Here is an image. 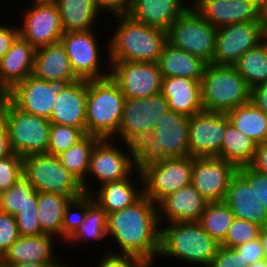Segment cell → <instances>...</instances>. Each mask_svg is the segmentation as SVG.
Instances as JSON below:
<instances>
[{
	"instance_id": "cell-1",
	"label": "cell",
	"mask_w": 267,
	"mask_h": 267,
	"mask_svg": "<svg viewBox=\"0 0 267 267\" xmlns=\"http://www.w3.org/2000/svg\"><path fill=\"white\" fill-rule=\"evenodd\" d=\"M160 235L158 205L144 194L132 205L107 214V237H113L120 249H111L110 253L133 255L155 263L160 252Z\"/></svg>"
},
{
	"instance_id": "cell-2",
	"label": "cell",
	"mask_w": 267,
	"mask_h": 267,
	"mask_svg": "<svg viewBox=\"0 0 267 267\" xmlns=\"http://www.w3.org/2000/svg\"><path fill=\"white\" fill-rule=\"evenodd\" d=\"M115 32L106 44L108 59L113 61L158 62L163 46L167 43L165 30L133 20L127 14L114 15Z\"/></svg>"
},
{
	"instance_id": "cell-3",
	"label": "cell",
	"mask_w": 267,
	"mask_h": 267,
	"mask_svg": "<svg viewBox=\"0 0 267 267\" xmlns=\"http://www.w3.org/2000/svg\"><path fill=\"white\" fill-rule=\"evenodd\" d=\"M188 125V116L172 110L159 117L152 134L134 145L136 170L163 159L190 155Z\"/></svg>"
},
{
	"instance_id": "cell-4",
	"label": "cell",
	"mask_w": 267,
	"mask_h": 267,
	"mask_svg": "<svg viewBox=\"0 0 267 267\" xmlns=\"http://www.w3.org/2000/svg\"><path fill=\"white\" fill-rule=\"evenodd\" d=\"M165 223L161 227L159 257L209 267L220 247L199 222Z\"/></svg>"
},
{
	"instance_id": "cell-5",
	"label": "cell",
	"mask_w": 267,
	"mask_h": 267,
	"mask_svg": "<svg viewBox=\"0 0 267 267\" xmlns=\"http://www.w3.org/2000/svg\"><path fill=\"white\" fill-rule=\"evenodd\" d=\"M125 96L109 76L87 80L86 134L113 139L120 127Z\"/></svg>"
},
{
	"instance_id": "cell-6",
	"label": "cell",
	"mask_w": 267,
	"mask_h": 267,
	"mask_svg": "<svg viewBox=\"0 0 267 267\" xmlns=\"http://www.w3.org/2000/svg\"><path fill=\"white\" fill-rule=\"evenodd\" d=\"M201 92L204 111L227 113L251 101V88L234 66L207 64Z\"/></svg>"
},
{
	"instance_id": "cell-7",
	"label": "cell",
	"mask_w": 267,
	"mask_h": 267,
	"mask_svg": "<svg viewBox=\"0 0 267 267\" xmlns=\"http://www.w3.org/2000/svg\"><path fill=\"white\" fill-rule=\"evenodd\" d=\"M23 175L35 191L52 192L68 202L84 194L81 182L55 155L45 153L23 157Z\"/></svg>"
},
{
	"instance_id": "cell-8",
	"label": "cell",
	"mask_w": 267,
	"mask_h": 267,
	"mask_svg": "<svg viewBox=\"0 0 267 267\" xmlns=\"http://www.w3.org/2000/svg\"><path fill=\"white\" fill-rule=\"evenodd\" d=\"M12 152L22 157L47 153L51 122L19 109L7 98L2 111Z\"/></svg>"
},
{
	"instance_id": "cell-9",
	"label": "cell",
	"mask_w": 267,
	"mask_h": 267,
	"mask_svg": "<svg viewBox=\"0 0 267 267\" xmlns=\"http://www.w3.org/2000/svg\"><path fill=\"white\" fill-rule=\"evenodd\" d=\"M127 147L117 145L113 139H100L94 146L90 155L89 168L86 179L81 183L85 194H92L89 180L94 179L99 186L133 176L136 172L134 146L121 143ZM119 146V147H117ZM124 149V150H123ZM128 153V154H127ZM134 170V171H133ZM90 176V179H88Z\"/></svg>"
},
{
	"instance_id": "cell-10",
	"label": "cell",
	"mask_w": 267,
	"mask_h": 267,
	"mask_svg": "<svg viewBox=\"0 0 267 267\" xmlns=\"http://www.w3.org/2000/svg\"><path fill=\"white\" fill-rule=\"evenodd\" d=\"M216 34L217 29L190 5L170 26L167 42L211 64Z\"/></svg>"
},
{
	"instance_id": "cell-11",
	"label": "cell",
	"mask_w": 267,
	"mask_h": 267,
	"mask_svg": "<svg viewBox=\"0 0 267 267\" xmlns=\"http://www.w3.org/2000/svg\"><path fill=\"white\" fill-rule=\"evenodd\" d=\"M193 157H174L154 162L140 170L143 194L158 205L168 195L191 183Z\"/></svg>"
},
{
	"instance_id": "cell-12",
	"label": "cell",
	"mask_w": 267,
	"mask_h": 267,
	"mask_svg": "<svg viewBox=\"0 0 267 267\" xmlns=\"http://www.w3.org/2000/svg\"><path fill=\"white\" fill-rule=\"evenodd\" d=\"M167 111L168 102L161 93L146 98H125L121 124L113 140L134 146L152 134L158 118Z\"/></svg>"
},
{
	"instance_id": "cell-13",
	"label": "cell",
	"mask_w": 267,
	"mask_h": 267,
	"mask_svg": "<svg viewBox=\"0 0 267 267\" xmlns=\"http://www.w3.org/2000/svg\"><path fill=\"white\" fill-rule=\"evenodd\" d=\"M97 31H77L66 32L61 37V42L65 46L73 72L79 79L95 80L110 76V63L106 64V70H102L103 52H100ZM102 53V54H100ZM102 64V66H101Z\"/></svg>"
},
{
	"instance_id": "cell-14",
	"label": "cell",
	"mask_w": 267,
	"mask_h": 267,
	"mask_svg": "<svg viewBox=\"0 0 267 267\" xmlns=\"http://www.w3.org/2000/svg\"><path fill=\"white\" fill-rule=\"evenodd\" d=\"M110 77L125 98H146L161 93L162 74L157 62L113 61Z\"/></svg>"
},
{
	"instance_id": "cell-15",
	"label": "cell",
	"mask_w": 267,
	"mask_h": 267,
	"mask_svg": "<svg viewBox=\"0 0 267 267\" xmlns=\"http://www.w3.org/2000/svg\"><path fill=\"white\" fill-rule=\"evenodd\" d=\"M29 6L31 8L23 11L20 36L35 49L59 42L64 31L56 3L53 0H33Z\"/></svg>"
},
{
	"instance_id": "cell-16",
	"label": "cell",
	"mask_w": 267,
	"mask_h": 267,
	"mask_svg": "<svg viewBox=\"0 0 267 267\" xmlns=\"http://www.w3.org/2000/svg\"><path fill=\"white\" fill-rule=\"evenodd\" d=\"M264 32L262 22L235 23L217 29L211 64L233 66L246 51L263 41Z\"/></svg>"
},
{
	"instance_id": "cell-17",
	"label": "cell",
	"mask_w": 267,
	"mask_h": 267,
	"mask_svg": "<svg viewBox=\"0 0 267 267\" xmlns=\"http://www.w3.org/2000/svg\"><path fill=\"white\" fill-rule=\"evenodd\" d=\"M226 113L202 111L189 117L188 143L192 157H216L223 142Z\"/></svg>"
},
{
	"instance_id": "cell-18",
	"label": "cell",
	"mask_w": 267,
	"mask_h": 267,
	"mask_svg": "<svg viewBox=\"0 0 267 267\" xmlns=\"http://www.w3.org/2000/svg\"><path fill=\"white\" fill-rule=\"evenodd\" d=\"M192 6L213 27L262 22V0H191Z\"/></svg>"
},
{
	"instance_id": "cell-19",
	"label": "cell",
	"mask_w": 267,
	"mask_h": 267,
	"mask_svg": "<svg viewBox=\"0 0 267 267\" xmlns=\"http://www.w3.org/2000/svg\"><path fill=\"white\" fill-rule=\"evenodd\" d=\"M237 167L217 157H193L191 183L208 202L223 200Z\"/></svg>"
},
{
	"instance_id": "cell-20",
	"label": "cell",
	"mask_w": 267,
	"mask_h": 267,
	"mask_svg": "<svg viewBox=\"0 0 267 267\" xmlns=\"http://www.w3.org/2000/svg\"><path fill=\"white\" fill-rule=\"evenodd\" d=\"M60 86L29 75L8 92V98L19 109L50 119Z\"/></svg>"
},
{
	"instance_id": "cell-21",
	"label": "cell",
	"mask_w": 267,
	"mask_h": 267,
	"mask_svg": "<svg viewBox=\"0 0 267 267\" xmlns=\"http://www.w3.org/2000/svg\"><path fill=\"white\" fill-rule=\"evenodd\" d=\"M87 80L61 85L49 121L82 128L86 132Z\"/></svg>"
},
{
	"instance_id": "cell-22",
	"label": "cell",
	"mask_w": 267,
	"mask_h": 267,
	"mask_svg": "<svg viewBox=\"0 0 267 267\" xmlns=\"http://www.w3.org/2000/svg\"><path fill=\"white\" fill-rule=\"evenodd\" d=\"M207 204L208 201L190 183L158 204L159 224L162 226L165 220V223L198 222Z\"/></svg>"
},
{
	"instance_id": "cell-23",
	"label": "cell",
	"mask_w": 267,
	"mask_h": 267,
	"mask_svg": "<svg viewBox=\"0 0 267 267\" xmlns=\"http://www.w3.org/2000/svg\"><path fill=\"white\" fill-rule=\"evenodd\" d=\"M32 75L61 85L78 81L61 41L36 48Z\"/></svg>"
},
{
	"instance_id": "cell-24",
	"label": "cell",
	"mask_w": 267,
	"mask_h": 267,
	"mask_svg": "<svg viewBox=\"0 0 267 267\" xmlns=\"http://www.w3.org/2000/svg\"><path fill=\"white\" fill-rule=\"evenodd\" d=\"M222 202L230 207L235 218L250 221L262 228L267 226L266 208L256 199L254 189L238 172L232 176Z\"/></svg>"
},
{
	"instance_id": "cell-25",
	"label": "cell",
	"mask_w": 267,
	"mask_h": 267,
	"mask_svg": "<svg viewBox=\"0 0 267 267\" xmlns=\"http://www.w3.org/2000/svg\"><path fill=\"white\" fill-rule=\"evenodd\" d=\"M161 94L168 102L169 110L191 117L204 111L201 80L187 77H164Z\"/></svg>"
},
{
	"instance_id": "cell-26",
	"label": "cell",
	"mask_w": 267,
	"mask_h": 267,
	"mask_svg": "<svg viewBox=\"0 0 267 267\" xmlns=\"http://www.w3.org/2000/svg\"><path fill=\"white\" fill-rule=\"evenodd\" d=\"M186 0H132L127 14L133 20L166 32L173 22L188 8ZM189 4V5H188Z\"/></svg>"
},
{
	"instance_id": "cell-27",
	"label": "cell",
	"mask_w": 267,
	"mask_h": 267,
	"mask_svg": "<svg viewBox=\"0 0 267 267\" xmlns=\"http://www.w3.org/2000/svg\"><path fill=\"white\" fill-rule=\"evenodd\" d=\"M56 237L49 234L39 236H19L7 252L0 259L5 266L35 262L51 264L58 259L54 255V241ZM54 240V241H53Z\"/></svg>"
},
{
	"instance_id": "cell-28",
	"label": "cell",
	"mask_w": 267,
	"mask_h": 267,
	"mask_svg": "<svg viewBox=\"0 0 267 267\" xmlns=\"http://www.w3.org/2000/svg\"><path fill=\"white\" fill-rule=\"evenodd\" d=\"M35 50L19 36L0 60V85L7 92L32 75Z\"/></svg>"
},
{
	"instance_id": "cell-29",
	"label": "cell",
	"mask_w": 267,
	"mask_h": 267,
	"mask_svg": "<svg viewBox=\"0 0 267 267\" xmlns=\"http://www.w3.org/2000/svg\"><path fill=\"white\" fill-rule=\"evenodd\" d=\"M134 174H137L135 183L134 180L128 177L125 179L112 181L103 184L93 190L91 194L96 201L107 214L122 210L123 208L132 205L143 195V179L141 172L136 170ZM139 185V186H138Z\"/></svg>"
},
{
	"instance_id": "cell-30",
	"label": "cell",
	"mask_w": 267,
	"mask_h": 267,
	"mask_svg": "<svg viewBox=\"0 0 267 267\" xmlns=\"http://www.w3.org/2000/svg\"><path fill=\"white\" fill-rule=\"evenodd\" d=\"M162 77H187L201 80L207 65L199 57L175 48L167 42L158 59Z\"/></svg>"
},
{
	"instance_id": "cell-31",
	"label": "cell",
	"mask_w": 267,
	"mask_h": 267,
	"mask_svg": "<svg viewBox=\"0 0 267 267\" xmlns=\"http://www.w3.org/2000/svg\"><path fill=\"white\" fill-rule=\"evenodd\" d=\"M58 6L64 33L89 31L102 16L95 0H53Z\"/></svg>"
},
{
	"instance_id": "cell-32",
	"label": "cell",
	"mask_w": 267,
	"mask_h": 267,
	"mask_svg": "<svg viewBox=\"0 0 267 267\" xmlns=\"http://www.w3.org/2000/svg\"><path fill=\"white\" fill-rule=\"evenodd\" d=\"M256 147L257 143L254 140L229 122L226 125L221 150L216 157L230 161L238 168L252 162Z\"/></svg>"
},
{
	"instance_id": "cell-33",
	"label": "cell",
	"mask_w": 267,
	"mask_h": 267,
	"mask_svg": "<svg viewBox=\"0 0 267 267\" xmlns=\"http://www.w3.org/2000/svg\"><path fill=\"white\" fill-rule=\"evenodd\" d=\"M230 122L257 144L267 142V115L252 101L228 111Z\"/></svg>"
},
{
	"instance_id": "cell-34",
	"label": "cell",
	"mask_w": 267,
	"mask_h": 267,
	"mask_svg": "<svg viewBox=\"0 0 267 267\" xmlns=\"http://www.w3.org/2000/svg\"><path fill=\"white\" fill-rule=\"evenodd\" d=\"M106 237L107 213L96 201H94L91 194H87V213L81 221L79 228L65 243H85V241L88 243L87 241L91 240L103 241Z\"/></svg>"
},
{
	"instance_id": "cell-35",
	"label": "cell",
	"mask_w": 267,
	"mask_h": 267,
	"mask_svg": "<svg viewBox=\"0 0 267 267\" xmlns=\"http://www.w3.org/2000/svg\"><path fill=\"white\" fill-rule=\"evenodd\" d=\"M69 202L52 192H38V220L44 234H49L62 242V222Z\"/></svg>"
},
{
	"instance_id": "cell-36",
	"label": "cell",
	"mask_w": 267,
	"mask_h": 267,
	"mask_svg": "<svg viewBox=\"0 0 267 267\" xmlns=\"http://www.w3.org/2000/svg\"><path fill=\"white\" fill-rule=\"evenodd\" d=\"M247 85L253 87L267 82V46L264 41L246 51L233 65Z\"/></svg>"
},
{
	"instance_id": "cell-37",
	"label": "cell",
	"mask_w": 267,
	"mask_h": 267,
	"mask_svg": "<svg viewBox=\"0 0 267 267\" xmlns=\"http://www.w3.org/2000/svg\"><path fill=\"white\" fill-rule=\"evenodd\" d=\"M99 137L86 134L81 140L58 156L62 165L81 183L86 179L90 155Z\"/></svg>"
},
{
	"instance_id": "cell-38",
	"label": "cell",
	"mask_w": 267,
	"mask_h": 267,
	"mask_svg": "<svg viewBox=\"0 0 267 267\" xmlns=\"http://www.w3.org/2000/svg\"><path fill=\"white\" fill-rule=\"evenodd\" d=\"M234 219L235 216L230 207L220 201L208 202L198 222L212 238L221 244Z\"/></svg>"
},
{
	"instance_id": "cell-39",
	"label": "cell",
	"mask_w": 267,
	"mask_h": 267,
	"mask_svg": "<svg viewBox=\"0 0 267 267\" xmlns=\"http://www.w3.org/2000/svg\"><path fill=\"white\" fill-rule=\"evenodd\" d=\"M34 192L35 188L22 175L9 189L0 194V211L14 216L28 200H31Z\"/></svg>"
},
{
	"instance_id": "cell-40",
	"label": "cell",
	"mask_w": 267,
	"mask_h": 267,
	"mask_svg": "<svg viewBox=\"0 0 267 267\" xmlns=\"http://www.w3.org/2000/svg\"><path fill=\"white\" fill-rule=\"evenodd\" d=\"M86 135L82 128L51 123L47 154L59 155Z\"/></svg>"
},
{
	"instance_id": "cell-41",
	"label": "cell",
	"mask_w": 267,
	"mask_h": 267,
	"mask_svg": "<svg viewBox=\"0 0 267 267\" xmlns=\"http://www.w3.org/2000/svg\"><path fill=\"white\" fill-rule=\"evenodd\" d=\"M262 227L247 220L235 218L229 227L222 247L235 248L259 238Z\"/></svg>"
},
{
	"instance_id": "cell-42",
	"label": "cell",
	"mask_w": 267,
	"mask_h": 267,
	"mask_svg": "<svg viewBox=\"0 0 267 267\" xmlns=\"http://www.w3.org/2000/svg\"><path fill=\"white\" fill-rule=\"evenodd\" d=\"M87 213V194L77 197L69 202L64 210L62 222V241H67L79 228L81 221Z\"/></svg>"
},
{
	"instance_id": "cell-43",
	"label": "cell",
	"mask_w": 267,
	"mask_h": 267,
	"mask_svg": "<svg viewBox=\"0 0 267 267\" xmlns=\"http://www.w3.org/2000/svg\"><path fill=\"white\" fill-rule=\"evenodd\" d=\"M23 175V157L17 153L0 159V194Z\"/></svg>"
},
{
	"instance_id": "cell-44",
	"label": "cell",
	"mask_w": 267,
	"mask_h": 267,
	"mask_svg": "<svg viewBox=\"0 0 267 267\" xmlns=\"http://www.w3.org/2000/svg\"><path fill=\"white\" fill-rule=\"evenodd\" d=\"M237 172L248 182L250 187L254 189L256 199L267 210V175L260 173L249 165L237 168Z\"/></svg>"
},
{
	"instance_id": "cell-45",
	"label": "cell",
	"mask_w": 267,
	"mask_h": 267,
	"mask_svg": "<svg viewBox=\"0 0 267 267\" xmlns=\"http://www.w3.org/2000/svg\"><path fill=\"white\" fill-rule=\"evenodd\" d=\"M19 238L15 217L0 211V259Z\"/></svg>"
},
{
	"instance_id": "cell-46",
	"label": "cell",
	"mask_w": 267,
	"mask_h": 267,
	"mask_svg": "<svg viewBox=\"0 0 267 267\" xmlns=\"http://www.w3.org/2000/svg\"><path fill=\"white\" fill-rule=\"evenodd\" d=\"M14 217L19 236H39L44 234L38 220V210L17 212Z\"/></svg>"
},
{
	"instance_id": "cell-47",
	"label": "cell",
	"mask_w": 267,
	"mask_h": 267,
	"mask_svg": "<svg viewBox=\"0 0 267 267\" xmlns=\"http://www.w3.org/2000/svg\"><path fill=\"white\" fill-rule=\"evenodd\" d=\"M106 252V253H105ZM103 252L101 260L96 267H144L147 262L133 255L113 254L108 251Z\"/></svg>"
},
{
	"instance_id": "cell-48",
	"label": "cell",
	"mask_w": 267,
	"mask_h": 267,
	"mask_svg": "<svg viewBox=\"0 0 267 267\" xmlns=\"http://www.w3.org/2000/svg\"><path fill=\"white\" fill-rule=\"evenodd\" d=\"M247 263H243L240 254L229 247L220 246L209 267H247Z\"/></svg>"
},
{
	"instance_id": "cell-49",
	"label": "cell",
	"mask_w": 267,
	"mask_h": 267,
	"mask_svg": "<svg viewBox=\"0 0 267 267\" xmlns=\"http://www.w3.org/2000/svg\"><path fill=\"white\" fill-rule=\"evenodd\" d=\"M234 249L240 254L243 263H247L248 265L266 259L260 237L239 245Z\"/></svg>"
},
{
	"instance_id": "cell-50",
	"label": "cell",
	"mask_w": 267,
	"mask_h": 267,
	"mask_svg": "<svg viewBox=\"0 0 267 267\" xmlns=\"http://www.w3.org/2000/svg\"><path fill=\"white\" fill-rule=\"evenodd\" d=\"M100 12H108L114 15L128 14L132 5V0H95Z\"/></svg>"
},
{
	"instance_id": "cell-51",
	"label": "cell",
	"mask_w": 267,
	"mask_h": 267,
	"mask_svg": "<svg viewBox=\"0 0 267 267\" xmlns=\"http://www.w3.org/2000/svg\"><path fill=\"white\" fill-rule=\"evenodd\" d=\"M18 26L1 25L0 24V60L4 57V55L10 50L12 44L15 40L20 36Z\"/></svg>"
},
{
	"instance_id": "cell-52",
	"label": "cell",
	"mask_w": 267,
	"mask_h": 267,
	"mask_svg": "<svg viewBox=\"0 0 267 267\" xmlns=\"http://www.w3.org/2000/svg\"><path fill=\"white\" fill-rule=\"evenodd\" d=\"M249 166L267 175V142L257 144L255 156Z\"/></svg>"
},
{
	"instance_id": "cell-53",
	"label": "cell",
	"mask_w": 267,
	"mask_h": 267,
	"mask_svg": "<svg viewBox=\"0 0 267 267\" xmlns=\"http://www.w3.org/2000/svg\"><path fill=\"white\" fill-rule=\"evenodd\" d=\"M251 101L267 115V82L259 84L251 89Z\"/></svg>"
},
{
	"instance_id": "cell-54",
	"label": "cell",
	"mask_w": 267,
	"mask_h": 267,
	"mask_svg": "<svg viewBox=\"0 0 267 267\" xmlns=\"http://www.w3.org/2000/svg\"><path fill=\"white\" fill-rule=\"evenodd\" d=\"M10 147L8 129L3 115H0V159H3L12 154Z\"/></svg>"
},
{
	"instance_id": "cell-55",
	"label": "cell",
	"mask_w": 267,
	"mask_h": 267,
	"mask_svg": "<svg viewBox=\"0 0 267 267\" xmlns=\"http://www.w3.org/2000/svg\"><path fill=\"white\" fill-rule=\"evenodd\" d=\"M38 204V191L31 195V200H28L18 212H28L37 210Z\"/></svg>"
},
{
	"instance_id": "cell-56",
	"label": "cell",
	"mask_w": 267,
	"mask_h": 267,
	"mask_svg": "<svg viewBox=\"0 0 267 267\" xmlns=\"http://www.w3.org/2000/svg\"><path fill=\"white\" fill-rule=\"evenodd\" d=\"M259 237H260L262 247H263L264 252H265V256L267 258V226L261 229Z\"/></svg>"
},
{
	"instance_id": "cell-57",
	"label": "cell",
	"mask_w": 267,
	"mask_h": 267,
	"mask_svg": "<svg viewBox=\"0 0 267 267\" xmlns=\"http://www.w3.org/2000/svg\"><path fill=\"white\" fill-rule=\"evenodd\" d=\"M8 98V92L0 85V115L2 114L3 107Z\"/></svg>"
},
{
	"instance_id": "cell-58",
	"label": "cell",
	"mask_w": 267,
	"mask_h": 267,
	"mask_svg": "<svg viewBox=\"0 0 267 267\" xmlns=\"http://www.w3.org/2000/svg\"><path fill=\"white\" fill-rule=\"evenodd\" d=\"M262 23L264 30L267 31V0H262Z\"/></svg>"
},
{
	"instance_id": "cell-59",
	"label": "cell",
	"mask_w": 267,
	"mask_h": 267,
	"mask_svg": "<svg viewBox=\"0 0 267 267\" xmlns=\"http://www.w3.org/2000/svg\"><path fill=\"white\" fill-rule=\"evenodd\" d=\"M45 264L35 263V262H26L22 264L10 265L8 267H46Z\"/></svg>"
},
{
	"instance_id": "cell-60",
	"label": "cell",
	"mask_w": 267,
	"mask_h": 267,
	"mask_svg": "<svg viewBox=\"0 0 267 267\" xmlns=\"http://www.w3.org/2000/svg\"><path fill=\"white\" fill-rule=\"evenodd\" d=\"M62 258H61V262H60V257L53 263L48 264L46 267H69L66 262H62Z\"/></svg>"
},
{
	"instance_id": "cell-61",
	"label": "cell",
	"mask_w": 267,
	"mask_h": 267,
	"mask_svg": "<svg viewBox=\"0 0 267 267\" xmlns=\"http://www.w3.org/2000/svg\"><path fill=\"white\" fill-rule=\"evenodd\" d=\"M247 267H267V262L266 259H263L261 261H257L253 264H250Z\"/></svg>"
},
{
	"instance_id": "cell-62",
	"label": "cell",
	"mask_w": 267,
	"mask_h": 267,
	"mask_svg": "<svg viewBox=\"0 0 267 267\" xmlns=\"http://www.w3.org/2000/svg\"><path fill=\"white\" fill-rule=\"evenodd\" d=\"M263 41L265 42L267 46V31L264 32Z\"/></svg>"
},
{
	"instance_id": "cell-63",
	"label": "cell",
	"mask_w": 267,
	"mask_h": 267,
	"mask_svg": "<svg viewBox=\"0 0 267 267\" xmlns=\"http://www.w3.org/2000/svg\"><path fill=\"white\" fill-rule=\"evenodd\" d=\"M144 267H154V263H147Z\"/></svg>"
},
{
	"instance_id": "cell-64",
	"label": "cell",
	"mask_w": 267,
	"mask_h": 267,
	"mask_svg": "<svg viewBox=\"0 0 267 267\" xmlns=\"http://www.w3.org/2000/svg\"><path fill=\"white\" fill-rule=\"evenodd\" d=\"M0 267H8V266H5V265H3V264L0 262Z\"/></svg>"
}]
</instances>
